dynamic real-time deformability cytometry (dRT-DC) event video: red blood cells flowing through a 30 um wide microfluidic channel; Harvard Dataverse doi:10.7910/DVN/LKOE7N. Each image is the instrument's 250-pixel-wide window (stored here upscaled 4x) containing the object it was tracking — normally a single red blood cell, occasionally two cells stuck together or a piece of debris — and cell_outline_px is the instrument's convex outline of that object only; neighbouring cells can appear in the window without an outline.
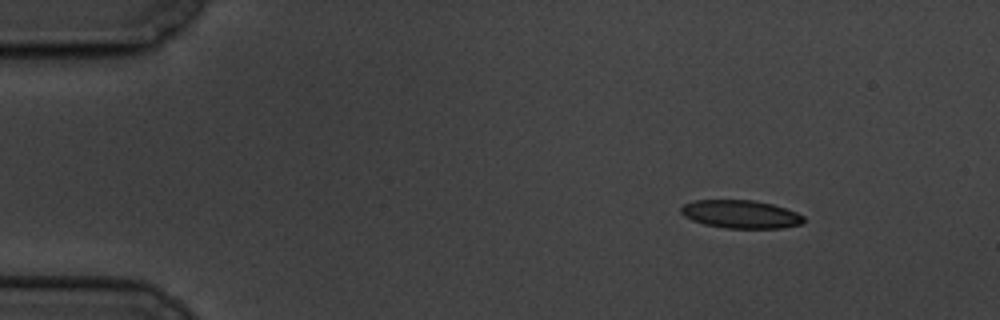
{"species": "common noctule bat (a hibernating species)", "species_latin": "Nyctalus noctula", "temperature_condition": "cold", "stored_images_in_passage": 6, "segment_of_instrument_passage": [1, 2], "camera_frame_rate_fps": 3000, "um_per_image_px": 0.085, "animal": {"sex": "male", "body_mass_g": 19.5, "forearm_length_mm": 54.6}, "frame": {"image": 1, "passage_image": 2, "time_ms": 1.333, "image_size_px": [1000, 320], "cell_outline_px": [[804, 224], [784, 228], [724, 228], [704, 224], [692, 220], [684, 216], [680, 212], [680, 208], [684, 204], [696, 200], [752, 200], [772, 204], [796, 212], [804, 216]], "centroid_in_image_um": [62.97, 18.21], "position_along_channel_um": 22.0, "area_um2": 20.17}}